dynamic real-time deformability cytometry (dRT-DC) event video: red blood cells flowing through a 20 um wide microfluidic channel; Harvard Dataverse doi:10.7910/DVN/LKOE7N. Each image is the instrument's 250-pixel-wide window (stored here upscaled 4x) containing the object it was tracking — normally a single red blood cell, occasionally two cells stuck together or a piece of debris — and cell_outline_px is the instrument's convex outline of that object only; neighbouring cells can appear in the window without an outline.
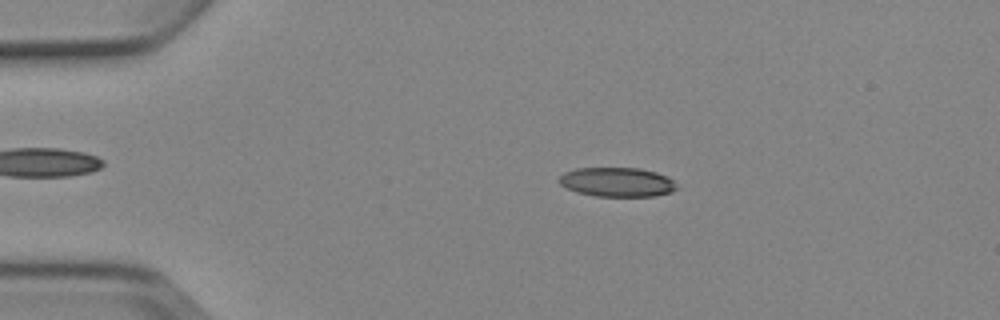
{"species": "Egyptian fruit bat (a non-hibernating species)", "species_latin": "Rousettus aegyptiacus", "temperature_condition": "cold", "stored_images_in_passage": 3, "camera_frame_rate_fps": 3000, "um_per_image_px": 0.085, "animal": {"sex": "female"}, "frame": {"image": 1, "passage_image": 1, "time_ms": 0.0, "image_size_px": [1000, 320], "cell_outline_px": [[680, 188], [672, 192], [656, 196], [596, 196], [576, 192], [560, 184], [556, 180], [564, 172], [576, 168], [636, 168], [656, 172], [668, 176]], "centroid_in_image_um": [52.47, 15.48], "position_along_channel_um": 32.5, "area_um2": 20.23}}
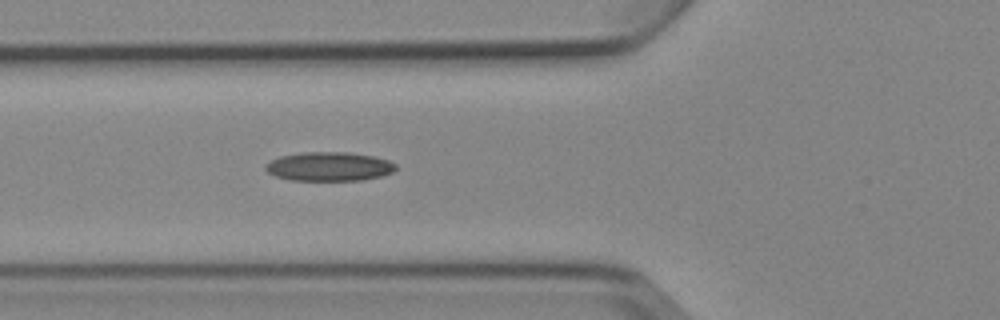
{"frame": {"image": 2, "passage_image": 3, "time_ms": 3.0, "image_size_px": [1000, 320], "cell_outline_px": [[396, 168], [392, 172], [380, 176], [364, 180], [288, 180], [276, 176], [268, 172], [264, 168], [264, 164], [280, 156], [304, 152], [348, 152], [372, 156], [388, 160], [396, 164]], "centroid_in_image_um": [27.96, 14.15], "position_along_channel_um": 97.8, "area_um2": 21.96}}